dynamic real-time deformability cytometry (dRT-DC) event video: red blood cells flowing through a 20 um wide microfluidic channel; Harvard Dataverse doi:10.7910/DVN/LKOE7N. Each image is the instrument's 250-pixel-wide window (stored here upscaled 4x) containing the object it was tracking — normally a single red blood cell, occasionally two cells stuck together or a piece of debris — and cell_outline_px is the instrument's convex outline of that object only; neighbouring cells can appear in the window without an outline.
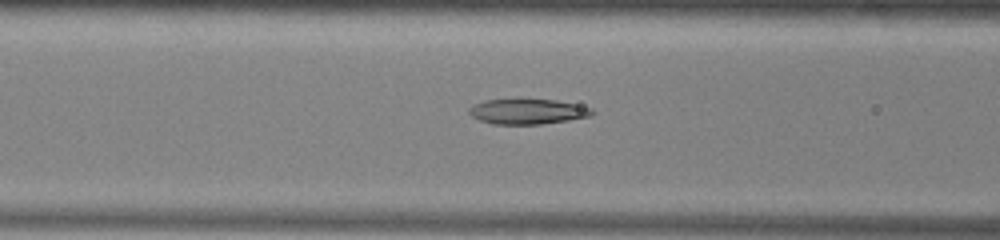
{"species": "common noctule bat (a hibernating species)", "species_latin": "Nyctalus noctula", "temperature_condition": "warm", "stored_images_in_passage": 17, "camera_frame_rate_fps": 3000, "um_per_image_px": 0.085, "animal": {"sex": "male", "body_mass_g": 13.0, "forearm_length_mm": 53.1}, "frame": {"image": 1, "passage_image": 6, "time_ms": 1.667, "image_size_px": [1000, 240], "cell_outline_px": [[596, 112], [588, 116], [568, 120], [540, 124], [492, 124], [480, 120], [472, 116], [468, 112], [468, 108], [484, 100], [556, 100], [592, 108]], "centroid_in_image_um": [44.83, 9.49], "position_along_channel_um": 121.8, "area_um2": 17.74}}
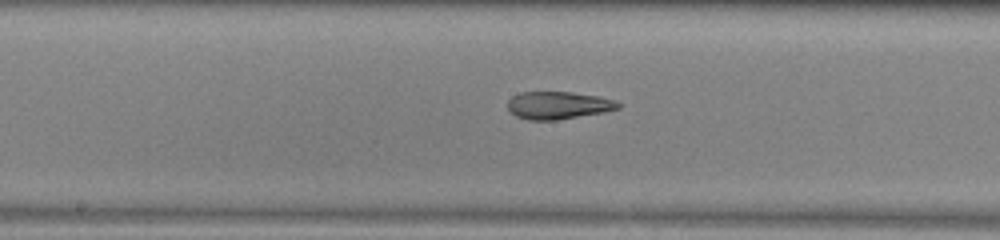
{"frame": {"image": 2, "passage_image": 12, "time_ms": 3.667, "image_size_px": [1000, 240], "cell_outline_px": [[620, 108], [604, 112], [556, 120], [528, 120], [516, 116], [508, 108], [508, 100], [512, 96], [520, 92], [572, 92], [600, 96], [612, 100], [620, 104]], "centroid_in_image_um": [47.43, 8.95], "position_along_channel_um": 200.8, "area_um2": 17.69}}
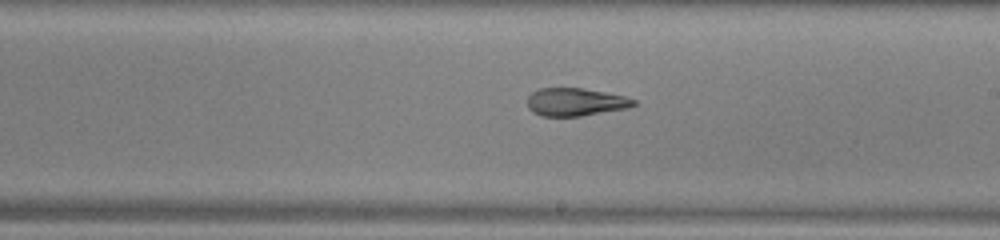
{"frame": {"image": 3, "passage_image": 15, "time_ms": 4.667, "image_size_px": [1000, 240], "cell_outline_px": [[636, 104], [628, 108], [580, 116], [540, 116], [532, 112], [528, 108], [528, 96], [532, 92], [540, 88], [584, 88], [624, 96], [636, 100]], "centroid_in_image_um": [48.9, 8.67], "position_along_channel_um": 240.1, "area_um2": 17.28}}